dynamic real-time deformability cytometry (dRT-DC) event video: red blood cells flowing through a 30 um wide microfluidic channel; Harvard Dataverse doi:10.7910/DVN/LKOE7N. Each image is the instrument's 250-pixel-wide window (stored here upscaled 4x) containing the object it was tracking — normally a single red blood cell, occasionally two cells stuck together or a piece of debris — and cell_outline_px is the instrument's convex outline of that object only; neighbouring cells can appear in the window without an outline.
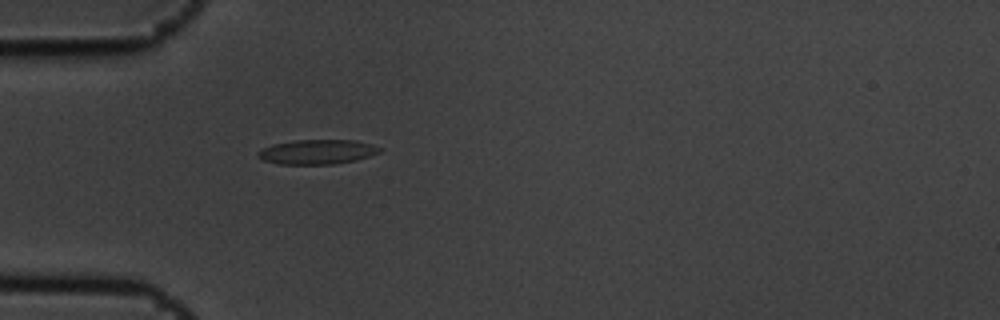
{"species": "common noctule bat (a hibernating species)", "species_latin": "Nyctalus noctula", "temperature_condition": "cold", "stored_images_in_passage": 5, "camera_frame_rate_fps": 3000, "um_per_image_px": 0.085, "animal": {"sex": "male", "body_mass_g": 19.5, "forearm_length_mm": 54.6}, "frame": {"image": 1, "passage_image": 5, "time_ms": 1.333, "image_size_px": [1000, 320], "cell_outline_px": [[384, 148], [380, 152], [356, 160], [332, 164], [280, 164], [264, 160], [256, 156], [256, 152], [272, 144], [296, 140], [356, 140], [372, 144]], "centroid_in_image_um": [26.98, 12.9], "position_along_channel_um": 58.0, "area_um2": 17.46}}